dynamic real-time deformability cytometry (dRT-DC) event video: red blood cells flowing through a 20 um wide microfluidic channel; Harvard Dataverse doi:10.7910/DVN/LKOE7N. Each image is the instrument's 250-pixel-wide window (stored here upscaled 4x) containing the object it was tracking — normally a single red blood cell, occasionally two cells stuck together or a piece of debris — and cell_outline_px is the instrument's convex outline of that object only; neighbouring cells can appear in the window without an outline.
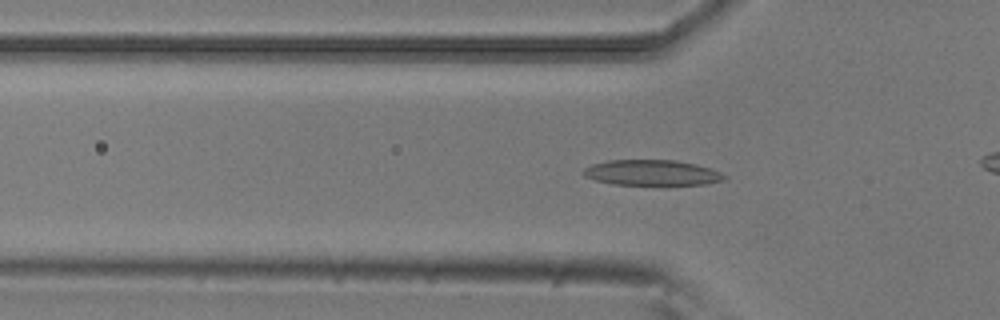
{"species": "common noctule bat (a hibernating species)", "species_latin": "Nyctalus noctula", "temperature_condition": "room temperature", "stored_images_in_passage": 33, "camera_frame_rate_fps": 3000, "um_per_image_px": 0.085, "animal": {"sex": "male", "body_mass_g": 20.5, "forearm_length_mm": 52.5}, "frame": {"image": 1, "passage_image": 7, "time_ms": 2.0, "image_size_px": [1000, 320], "cell_outline_px": [[728, 176], [724, 180], [704, 184], [668, 188], [612, 184], [596, 180], [584, 176], [580, 172], [584, 168], [592, 164], [608, 160], [676, 160], [696, 164], [712, 168]], "centroid_in_image_um": [55.45, 14.73], "position_along_channel_um": 70.3, "area_um2": 22.25}}
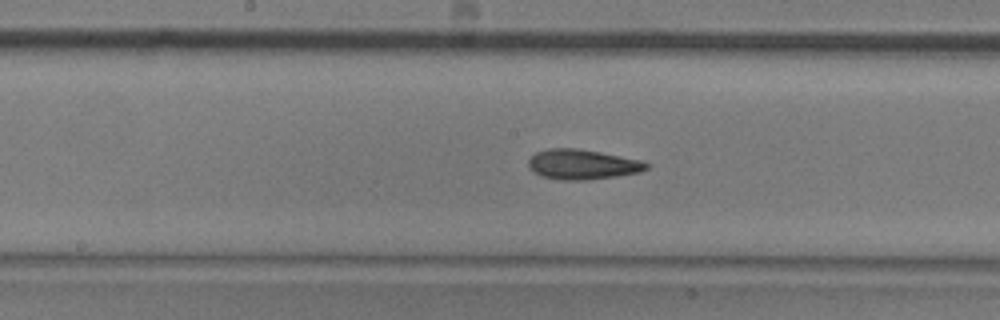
{"frame": {"image": 2, "passage_image": 17, "time_ms": 5.333, "image_size_px": [1000, 320], "cell_outline_px": [[652, 164], [648, 168], [640, 172], [616, 176], [584, 180], [560, 180], [540, 176], [532, 172], [528, 164], [528, 160], [536, 152], [548, 148], [576, 148], [600, 152], [644, 160]], "centroid_in_image_um": [49.52, 13.97], "position_along_channel_um": 198.7, "area_um2": 20.87}}
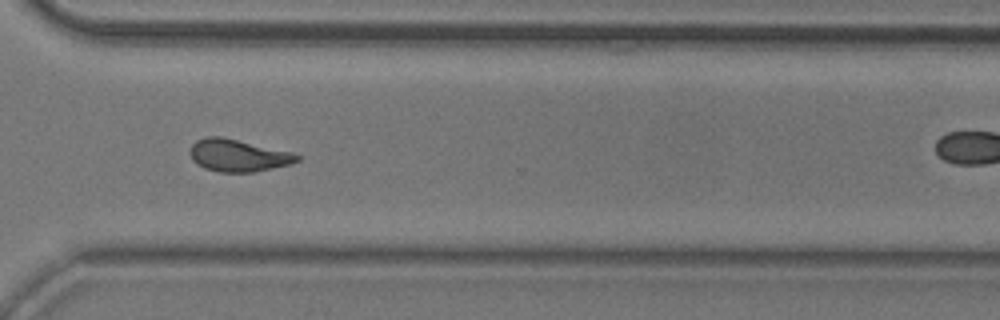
{"frame": {"image": 3, "passage_image": 29, "time_ms": 9.333, "image_size_px": [1000, 320], "cell_outline_px": [[300, 160], [292, 164], [252, 172], [220, 172], [204, 168], [196, 164], [192, 160], [188, 152], [188, 148], [196, 140], [204, 136], [220, 136], [292, 152], [300, 156]], "centroid_in_image_um": [20.19, 13.21], "position_along_channel_um": 350.4, "area_um2": 20.29}}